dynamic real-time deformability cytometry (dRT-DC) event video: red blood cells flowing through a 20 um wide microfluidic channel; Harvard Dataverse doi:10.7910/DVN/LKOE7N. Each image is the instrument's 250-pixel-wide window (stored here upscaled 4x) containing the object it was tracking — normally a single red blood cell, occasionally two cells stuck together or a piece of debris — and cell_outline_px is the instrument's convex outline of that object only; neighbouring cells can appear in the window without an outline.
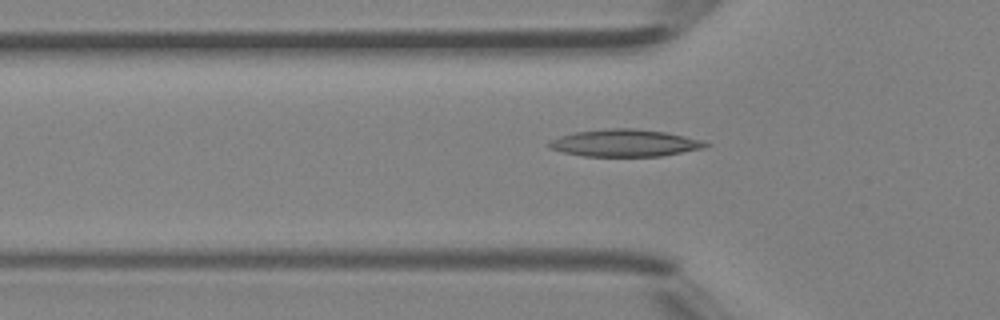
{"species": "Egyptian fruit bat (a non-hibernating species)", "species_latin": "Rousettus aegyptiacus", "temperature_condition": "room temperature", "stored_images_in_passage": 39, "camera_frame_rate_fps": 3000, "um_per_image_px": 0.085, "animal": {"sex": "female"}, "frame": {"image": 1, "passage_image": 14, "time_ms": 4.333, "image_size_px": [1000, 320], "cell_outline_px": [[712, 144], [704, 148], [660, 156], [584, 156], [560, 152], [548, 148], [548, 140], [560, 136], [576, 132], [604, 128], [636, 128], [664, 132], [684, 136], [700, 140]], "centroid_in_image_um": [53.05, 12.15], "position_along_channel_um": 72.7, "area_um2": 24.85}}
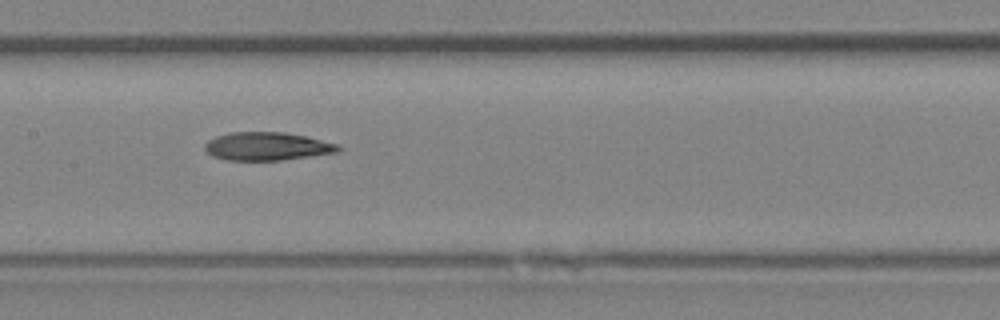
{"frame": {"image": 2, "passage_image": 21, "time_ms": 6.667, "image_size_px": [1000, 320], "cell_outline_px": [[344, 148], [336, 152], [280, 160], [228, 160], [212, 156], [204, 148], [204, 144], [208, 140], [216, 136], [228, 132], [284, 132], [308, 136], [340, 144]], "centroid_in_image_um": [22.72, 12.42], "position_along_channel_um": 184.7, "area_um2": 22.02}}
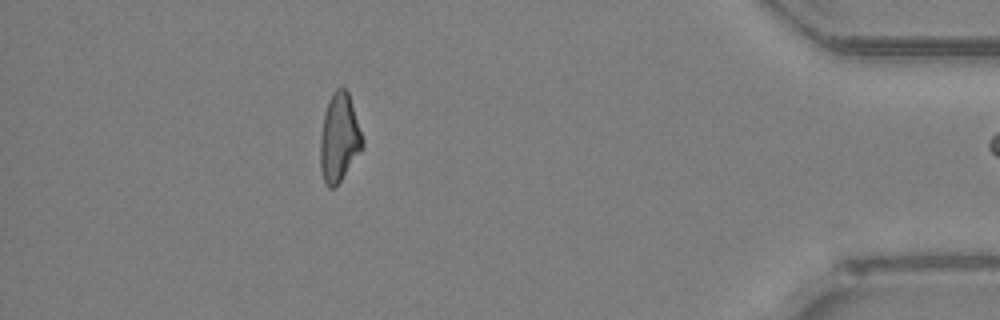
{"frame": {"image": 3, "passage_image": 38, "time_ms": 12.333, "image_size_px": [1000, 320], "cell_outline_px": [[364, 148], [340, 180], [332, 188], [328, 188], [324, 184], [320, 172], [320, 136], [324, 112], [328, 100], [332, 92], [336, 88], [344, 88], [348, 92], [364, 140]], "centroid_in_image_um": [28.82, 11.72], "position_along_channel_um": 406.4, "area_um2": 21.91}}